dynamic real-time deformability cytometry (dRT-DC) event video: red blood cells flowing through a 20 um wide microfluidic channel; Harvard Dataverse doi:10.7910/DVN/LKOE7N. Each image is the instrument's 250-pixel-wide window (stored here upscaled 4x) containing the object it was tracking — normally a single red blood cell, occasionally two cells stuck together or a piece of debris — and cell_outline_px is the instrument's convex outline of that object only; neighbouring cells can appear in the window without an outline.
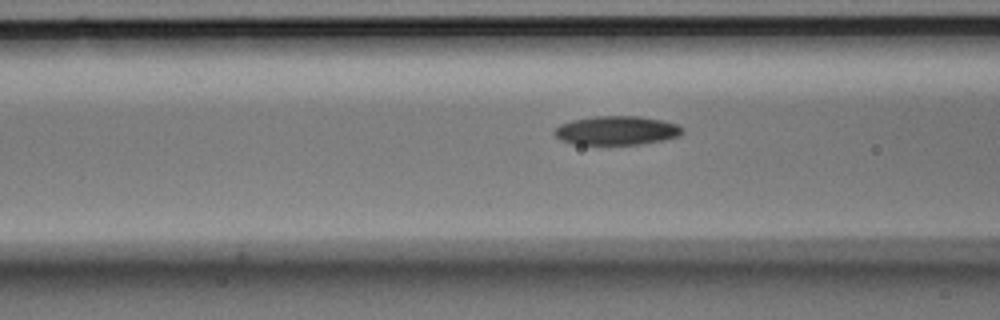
{"species": "Egyptian fruit bat (a non-hibernating species)", "species_latin": "Rousettus aegyptiacus", "temperature_condition": "room temperature", "stored_images_in_passage": 14, "camera_frame_rate_fps": 3000, "um_per_image_px": 0.085, "animal": {"sex": "male"}, "frame": {"image": 1, "passage_image": 12, "time_ms": 3.667, "image_size_px": [1000, 320], "cell_outline_px": [[684, 132], [680, 136], [664, 140], [640, 144], [572, 144], [560, 140], [552, 132], [560, 124], [572, 120], [596, 116], [640, 116], [660, 120], [676, 124], [684, 128]], "centroid_in_image_um": [52.42, 11.09], "position_along_channel_um": 114.2, "area_um2": 21.62}}